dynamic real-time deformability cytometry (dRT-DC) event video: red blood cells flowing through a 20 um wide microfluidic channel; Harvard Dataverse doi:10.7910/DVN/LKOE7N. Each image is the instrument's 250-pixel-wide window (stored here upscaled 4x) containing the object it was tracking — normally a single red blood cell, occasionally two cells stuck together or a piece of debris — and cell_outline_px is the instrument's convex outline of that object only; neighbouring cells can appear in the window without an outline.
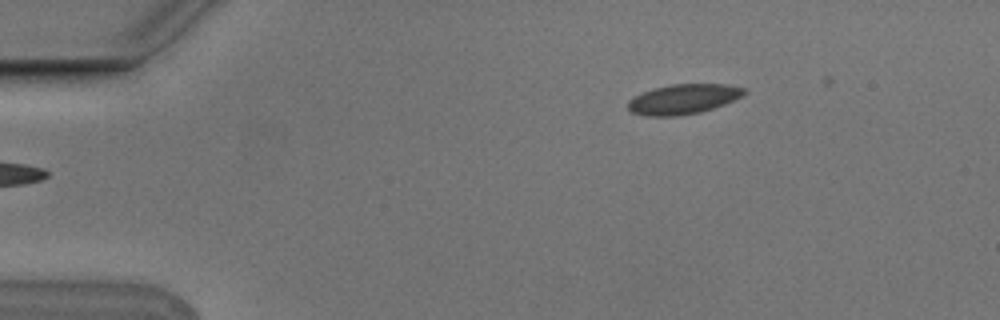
{"species": "Egyptian fruit bat (a non-hibernating species)", "species_latin": "Rousettus aegyptiacus", "temperature_condition": "cold", "stored_images_in_passage": 3, "camera_frame_rate_fps": 3000, "um_per_image_px": 0.085, "animal": {"sex": "male"}, "frame": {"image": 1, "passage_image": 1, "time_ms": 0.0, "image_size_px": [1000, 320], "cell_outline_px": [[748, 92], [744, 96], [724, 104], [700, 112], [676, 116], [648, 116], [632, 112], [628, 108], [628, 100], [632, 96], [652, 88], [672, 84], [724, 84], [744, 88]], "centroid_in_image_um": [58.07, 8.41], "position_along_channel_um": 26.9, "area_um2": 20.35}}